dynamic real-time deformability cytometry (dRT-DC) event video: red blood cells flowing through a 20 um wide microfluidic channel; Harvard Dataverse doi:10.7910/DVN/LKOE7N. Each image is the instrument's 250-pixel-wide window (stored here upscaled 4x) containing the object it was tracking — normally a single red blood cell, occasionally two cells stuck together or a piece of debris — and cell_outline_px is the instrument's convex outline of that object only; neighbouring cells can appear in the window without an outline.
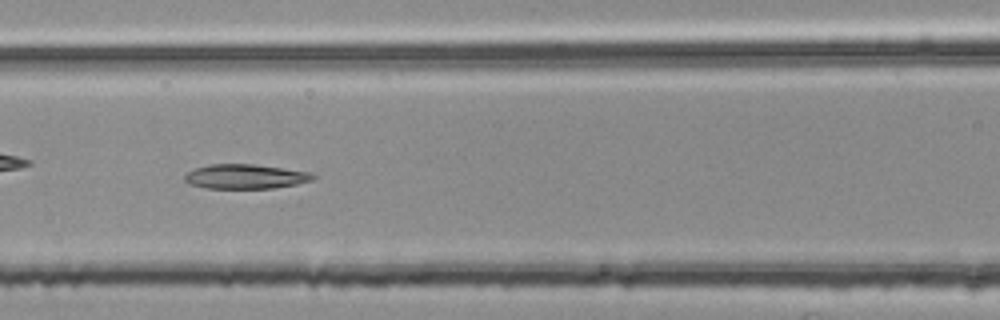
{"species": "common noctule bat (a hibernating species)", "species_latin": "Nyctalus noctula", "temperature_condition": "room temperature", "stored_images_in_passage": 53, "camera_frame_rate_fps": 3000, "um_per_image_px": 0.085, "animal": {"sex": "female", "body_mass_g": 25.1}, "frame": {"image": 1, "passage_image": 23, "time_ms": 7.333, "image_size_px": [1000, 320], "cell_outline_px": [[316, 176], [312, 180], [296, 184], [272, 188], [208, 188], [188, 184], [184, 180], [184, 176], [188, 172], [196, 168], [208, 164], [252, 164], [308, 172]], "centroid_in_image_um": [20.8, 15.0], "position_along_channel_um": 145.8, "area_um2": 18.09}}
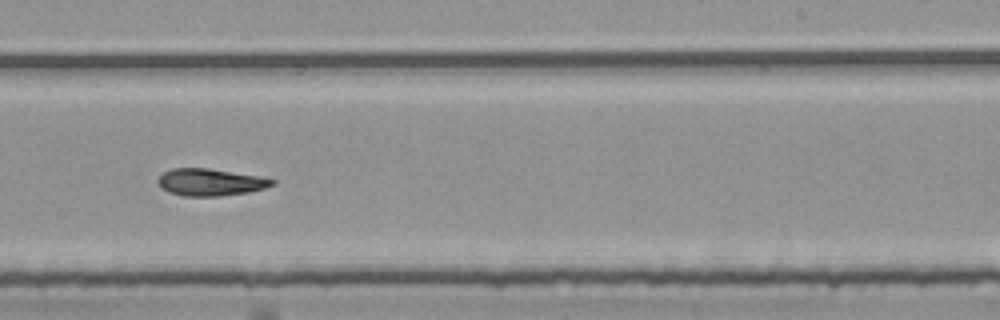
{"frame": {"image": 2, "passage_image": 33, "time_ms": 10.667, "image_size_px": [1000, 320], "cell_outline_px": [[276, 184], [264, 188], [248, 192], [220, 196], [184, 196], [168, 192], [160, 188], [156, 180], [164, 172], [172, 168], [208, 168], [260, 176], [276, 180]], "centroid_in_image_um": [17.87, 15.49], "position_along_channel_um": 271.1, "area_um2": 18.15}}
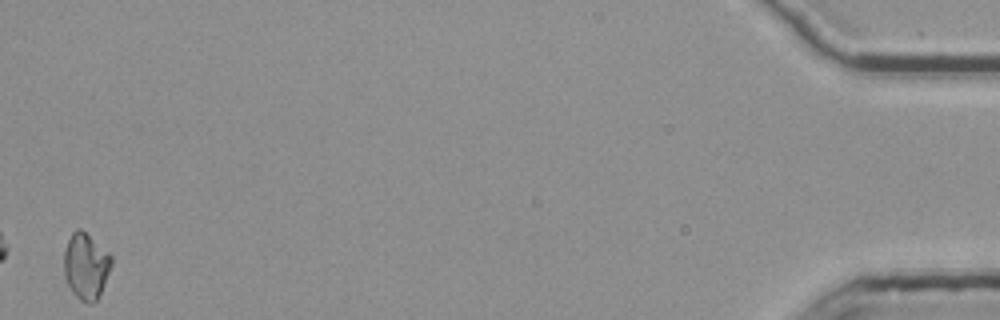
{"frame": {"image": 3, "passage_image": 53, "time_ms": 17.333, "image_size_px": [1000, 320], "cell_outline_px": [[112, 264], [104, 284], [96, 300], [92, 304], [88, 304], [80, 300], [72, 292], [64, 276], [64, 252], [68, 240], [72, 232], [76, 228], [80, 228], [108, 252], [112, 256]], "centroid_in_image_um": [7.29, 22.62], "position_along_channel_um": 427.9, "area_um2": 18.15}}